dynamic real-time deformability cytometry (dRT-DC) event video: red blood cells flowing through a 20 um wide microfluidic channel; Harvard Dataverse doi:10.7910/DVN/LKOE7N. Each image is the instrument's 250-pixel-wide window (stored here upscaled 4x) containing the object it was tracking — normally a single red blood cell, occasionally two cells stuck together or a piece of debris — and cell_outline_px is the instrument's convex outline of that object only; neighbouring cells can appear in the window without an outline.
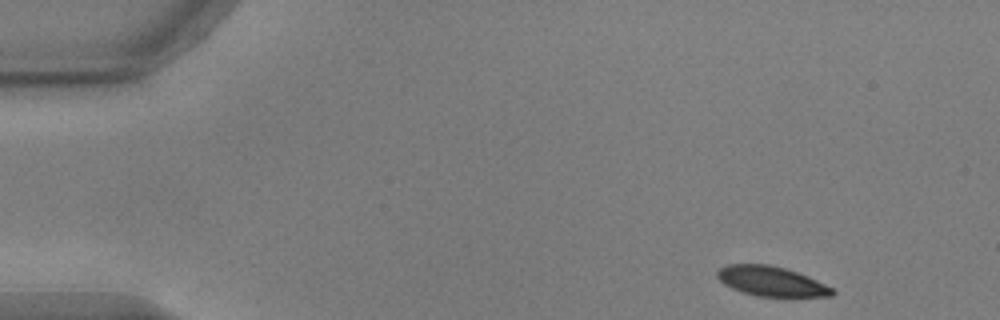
{"species": "common noctule bat (a hibernating species)", "species_latin": "Nyctalus noctula", "temperature_condition": "warm", "stored_images_in_passage": 16, "camera_frame_rate_fps": 3000, "um_per_image_px": 0.085, "animal": {"sex": "male", "body_mass_g": 17.9, "forearm_length_mm": 54.2}, "frame": {"image": 1, "passage_image": 1, "time_ms": 0.0, "image_size_px": [1000, 320], "cell_outline_px": [[836, 292], [832, 296], [756, 296], [732, 288], [724, 284], [716, 276], [716, 272], [720, 268], [728, 264], [768, 264], [784, 268], [808, 276], [832, 288]], "centroid_in_image_um": [65.54, 23.9], "position_along_channel_um": 19.5, "area_um2": 19.71}}
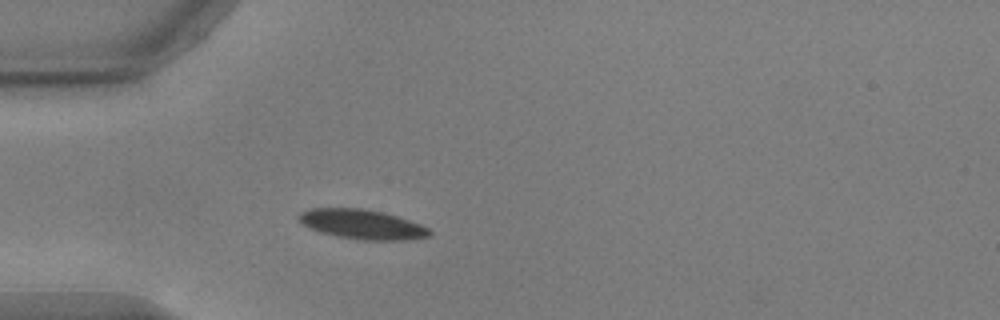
{"frame": {"image": 2, "passage_image": 11, "time_ms": 3.333, "image_size_px": [1000, 320], "cell_outline_px": [[432, 236], [404, 240], [360, 240], [336, 236], [320, 232], [308, 228], [296, 216], [300, 212], [308, 208], [364, 208], [384, 212], [420, 224], [428, 228], [432, 232]], "centroid_in_image_um": [30.76, 19.06], "position_along_channel_um": 54.2, "area_um2": 22.72}}
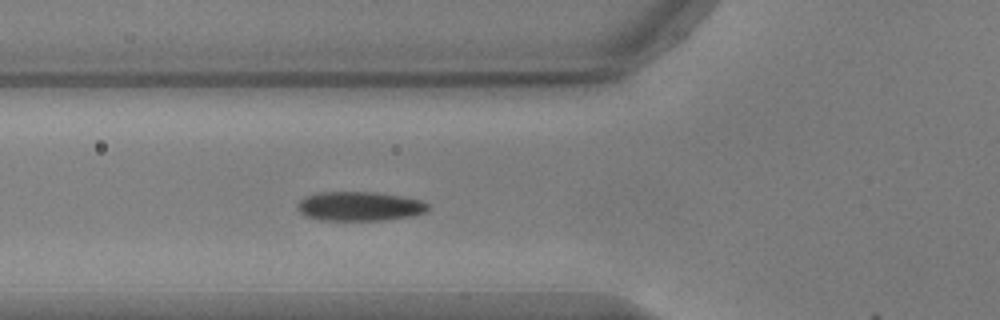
{"frame": {"image": 3, "passage_image": 15, "time_ms": 4.667, "image_size_px": [1000, 320], "cell_outline_px": [[428, 208], [424, 212], [412, 216], [384, 220], [320, 220], [304, 216], [296, 208], [296, 204], [304, 196], [320, 192], [376, 192], [400, 196], [420, 200], [428, 204]], "centroid_in_image_um": [30.5, 17.53], "position_along_channel_um": 95.3, "area_um2": 22.31}}